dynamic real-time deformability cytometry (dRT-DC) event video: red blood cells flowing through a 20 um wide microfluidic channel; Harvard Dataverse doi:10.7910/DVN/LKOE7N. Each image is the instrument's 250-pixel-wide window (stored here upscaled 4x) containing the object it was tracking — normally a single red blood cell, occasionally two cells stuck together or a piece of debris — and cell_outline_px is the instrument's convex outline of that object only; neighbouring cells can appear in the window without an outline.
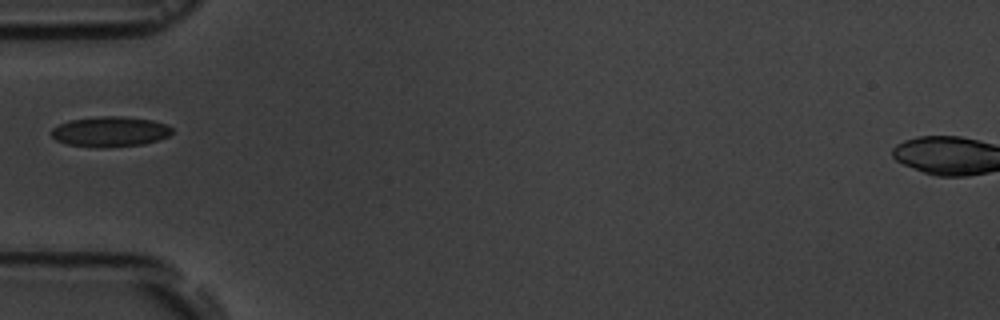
{"species": "common noctule bat (a hibernating species)", "species_latin": "Nyctalus noctula", "temperature_condition": "room temperature", "stored_images_in_passage": 7, "camera_frame_rate_fps": 3000, "um_per_image_px": 0.085, "animal": {"sex": "male", "body_mass_g": 19.5, "forearm_length_mm": 54.6}, "frame": {"image": 1, "passage_image": 5, "time_ms": 4.667, "image_size_px": [1000, 320], "cell_outline_px": [[172, 132], [168, 136], [144, 144], [104, 148], [96, 148], [68, 144], [56, 140], [48, 132], [52, 128], [60, 124], [72, 120], [100, 116], [124, 116], [152, 120], [168, 124], [172, 128]], "centroid_in_image_um": [9.35, 11.19], "position_along_channel_um": 75.6, "area_um2": 21.39}}
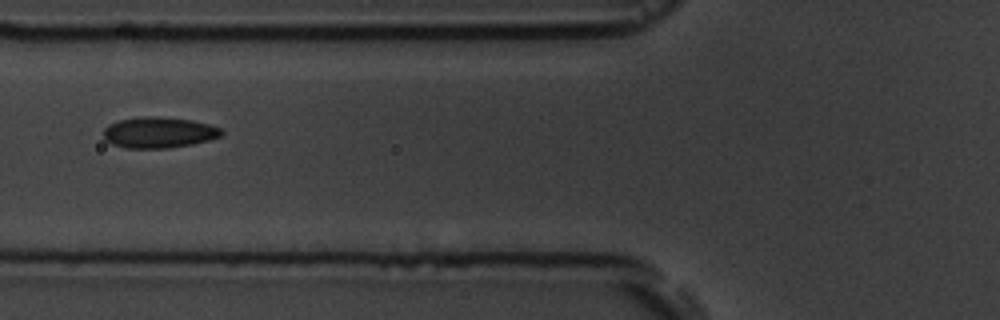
{"frame": {"image": 2, "passage_image": 6, "time_ms": 5.667, "image_size_px": [1000, 320], "cell_outline_px": [[224, 132], [220, 136], [208, 140], [192, 144], [168, 148], [128, 148], [112, 144], [104, 140], [104, 128], [108, 124], [120, 120], [140, 116], [156, 116], [192, 120], [208, 124], [220, 128]], "centroid_in_image_um": [13.47, 11.26], "position_along_channel_um": 112.3, "area_um2": 21.27}}
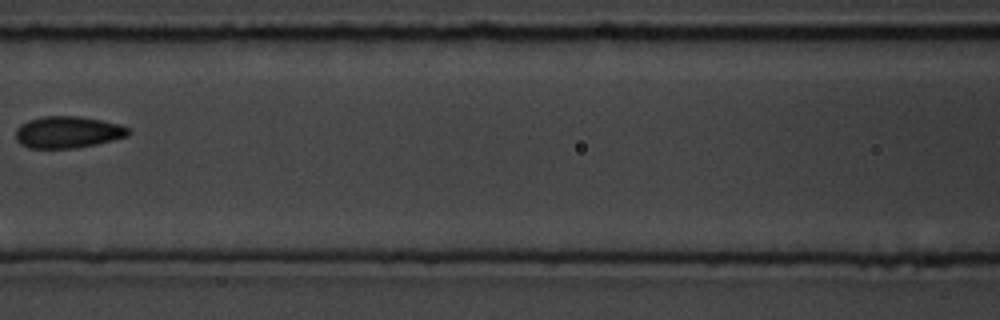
{"frame": {"image": 3, "passage_image": 7, "time_ms": 7.0, "image_size_px": [1000, 320], "cell_outline_px": [[132, 132], [128, 136], [96, 144], [76, 148], [28, 148], [20, 144], [16, 140], [16, 128], [20, 124], [28, 120], [44, 116], [76, 116], [100, 120], [120, 124], [128, 128]], "centroid_in_image_um": [5.75, 11.24], "position_along_channel_um": 160.9, "area_um2": 20.92}}